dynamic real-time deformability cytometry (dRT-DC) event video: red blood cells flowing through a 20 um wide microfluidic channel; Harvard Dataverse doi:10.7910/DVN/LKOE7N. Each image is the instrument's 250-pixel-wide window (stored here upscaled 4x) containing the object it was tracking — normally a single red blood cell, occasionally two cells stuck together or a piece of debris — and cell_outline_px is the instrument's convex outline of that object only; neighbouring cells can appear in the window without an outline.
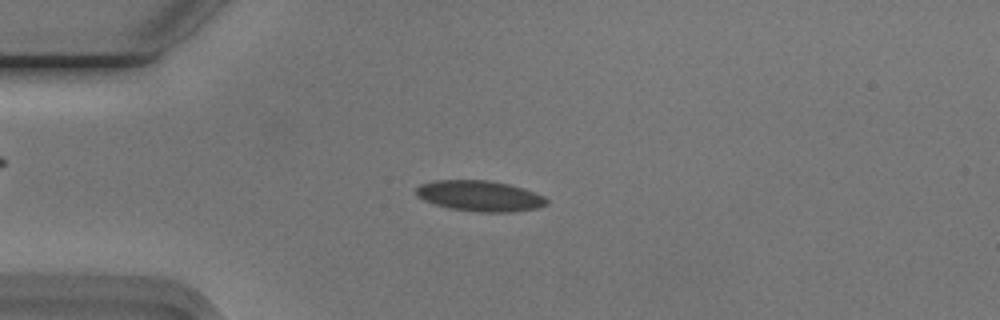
{"species": "Egyptian fruit bat (a non-hibernating species)", "species_latin": "Rousettus aegyptiacus", "temperature_condition": "cold", "stored_images_in_passage": 53, "camera_frame_rate_fps": 3000, "um_per_image_px": 0.085, "animal": {"sex": "male"}, "frame": {"image": 1, "passage_image": 13, "time_ms": 4.0, "image_size_px": [1000, 320], "cell_outline_px": [[548, 204], [536, 208], [512, 212], [476, 212], [448, 208], [432, 204], [416, 196], [416, 188], [420, 184], [432, 180], [488, 180], [508, 184], [524, 188], [544, 196], [548, 200]], "centroid_in_image_um": [40.75, 16.65], "position_along_channel_um": 44.2, "area_um2": 23.58}}
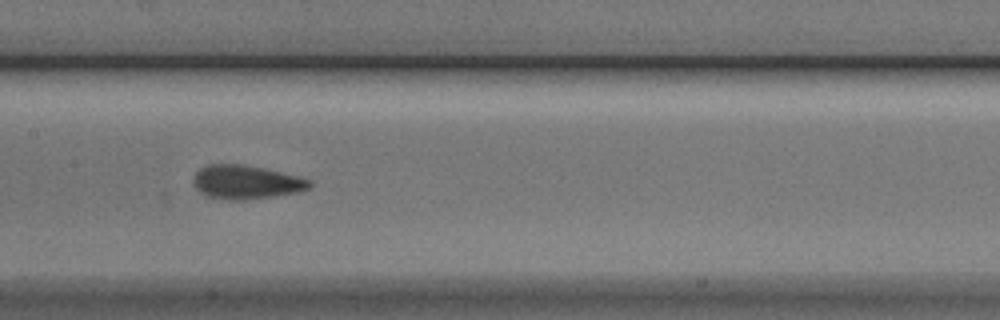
{"frame": {"image": 2, "passage_image": 26, "time_ms": 8.333, "image_size_px": [1000, 320], "cell_outline_px": [[312, 184], [308, 188], [300, 192], [244, 200], [228, 200], [204, 196], [192, 184], [192, 180], [196, 172], [200, 168], [208, 164], [244, 164], [264, 168], [312, 180]], "centroid_in_image_um": [20.88, 15.48], "position_along_channel_um": 186.5, "area_um2": 23.0}}
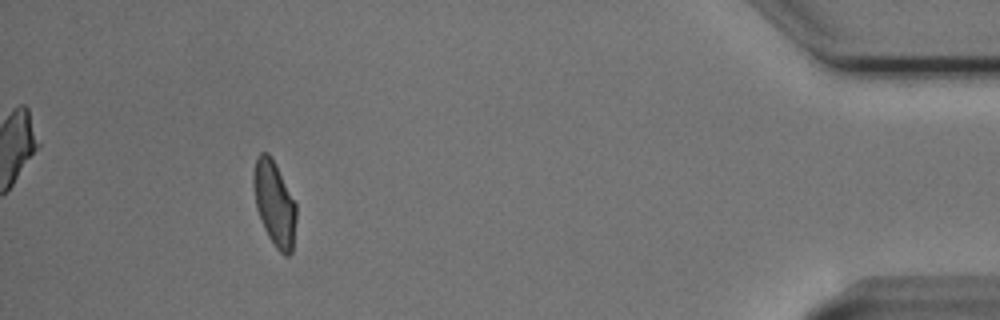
{"frame": {"image": 3, "passage_image": 49, "time_ms": 16.0, "image_size_px": [1000, 320], "cell_outline_px": [[296, 220], [292, 252], [288, 256], [284, 256], [276, 248], [268, 236], [264, 228], [256, 208], [252, 184], [252, 176], [256, 156], [260, 152], [268, 152], [272, 156], [296, 204]], "centroid_in_image_um": [23.31, 17.27], "position_along_channel_um": 411.9, "area_um2": 21.39}, "authors_computed_cell_mechanics": {"area_um2": 21.964, "velocity_mm_per_s": 3.7519, "shape_relaxation_time_tau1_ms": 4.6349, "shape_relaxation_time_tau2_ms": 0.7945, "deformation_change_tau1": 0.1133, "deformation_change_tau2": 0.047}}